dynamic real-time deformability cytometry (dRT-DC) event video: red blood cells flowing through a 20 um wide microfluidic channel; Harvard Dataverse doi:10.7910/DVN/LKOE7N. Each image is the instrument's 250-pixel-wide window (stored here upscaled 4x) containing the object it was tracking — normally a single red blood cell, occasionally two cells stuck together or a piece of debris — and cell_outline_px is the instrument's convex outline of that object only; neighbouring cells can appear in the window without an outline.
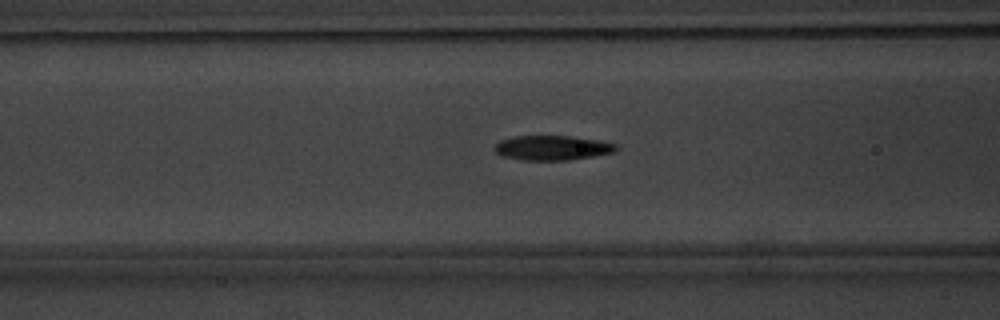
{"species": "common noctule bat (a hibernating species)", "species_latin": "Nyctalus noctula", "temperature_condition": "warm", "stored_images_in_passage": 53, "camera_frame_rate_fps": 3000, "um_per_image_px": 0.085, "animal": {"sex": "male", "body_mass_g": 20.1, "forearm_length_mm": 53.5}, "frame": {"image": 1, "passage_image": 20, "time_ms": 6.333, "image_size_px": [1000, 320], "cell_outline_px": [[616, 148], [612, 152], [592, 156], [568, 160], [524, 160], [504, 156], [496, 152], [492, 148], [500, 140], [516, 136], [568, 136], [596, 140], [616, 144]], "centroid_in_image_um": [46.88, 12.56], "position_along_channel_um": 119.7, "area_um2": 17.11}}
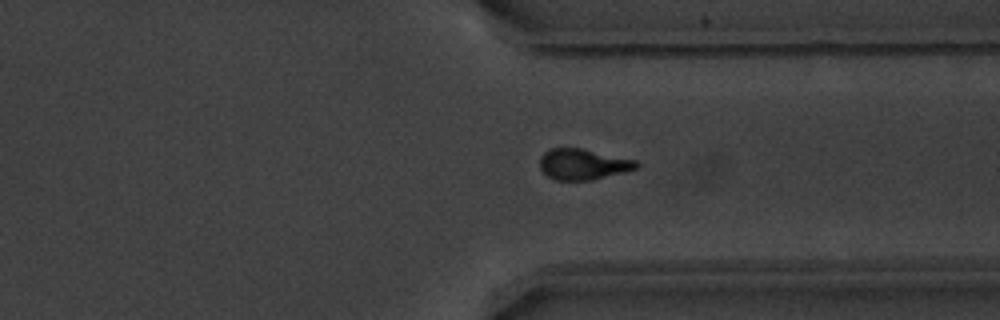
{"frame": {"image": 2, "passage_image": 39, "time_ms": 12.667, "image_size_px": [1000, 320], "cell_outline_px": [[640, 164], [636, 168], [624, 172], [592, 180], [556, 180], [548, 176], [540, 168], [540, 156], [544, 152], [552, 148], [580, 148], [636, 160]], "centroid_in_image_um": [49.55, 13.96], "position_along_channel_um": 361.9, "area_um2": 17.22}}
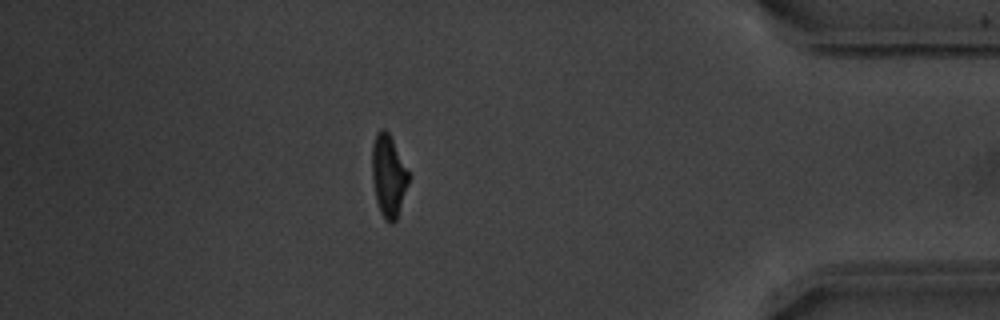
{"frame": {"image": 3, "passage_image": 45, "time_ms": 14.667, "image_size_px": [1000, 320], "cell_outline_px": [[412, 176], [396, 220], [392, 224], [384, 220], [380, 212], [376, 200], [372, 180], [372, 144], [376, 132], [380, 128], [384, 128], [388, 132]], "centroid_in_image_um": [33.04, 14.95], "position_along_channel_um": 402.2, "area_um2": 17.92}, "authors_computed_cell_mechanics": {"area_um2": 17.5134, "velocity_mm_per_s": 3.8273, "shape_relaxation_time_tau1_ms": 2.7492, "shape_relaxation_time_tau2_ms": 2.5364, "deformation_change_tau1": 0.1893, "deformation_change_tau2": 0.0897}}